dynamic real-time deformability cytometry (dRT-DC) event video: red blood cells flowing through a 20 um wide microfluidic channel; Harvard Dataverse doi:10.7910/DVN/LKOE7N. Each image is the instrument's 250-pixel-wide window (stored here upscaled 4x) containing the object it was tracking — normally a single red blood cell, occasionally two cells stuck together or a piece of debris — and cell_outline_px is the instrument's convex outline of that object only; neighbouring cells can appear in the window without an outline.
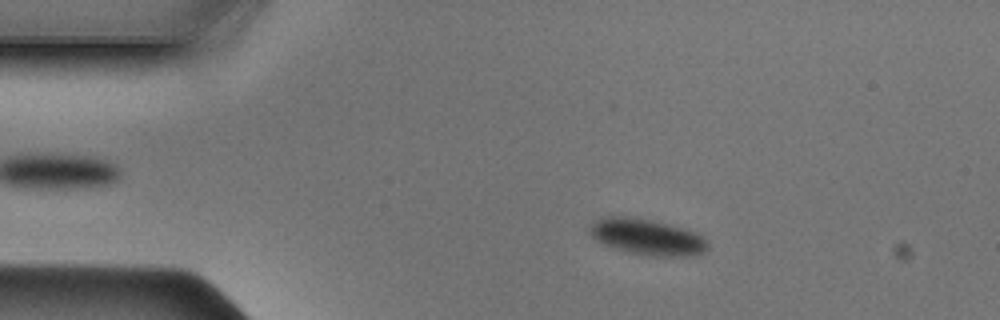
{"species": "Egyptian fruit bat (a non-hibernating species)", "species_latin": "Rousettus aegyptiacus", "temperature_condition": "cold", "stored_images_in_passage": 48, "camera_frame_rate_fps": 3000, "um_per_image_px": 0.085, "animal": {"sex": "male"}, "frame": {"image": 1, "passage_image": 8, "time_ms": 2.333, "image_size_px": [1000, 320], "cell_outline_px": [[708, 248], [704, 252], [692, 256], [652, 256], [628, 252], [604, 244], [596, 240], [588, 232], [592, 224], [596, 220], [604, 216], [624, 216], [652, 220], [668, 224], [696, 232], [704, 236], [708, 244]], "centroid_in_image_um": [55.02, 20.14], "position_along_channel_um": 30.0, "area_um2": 24.74}}
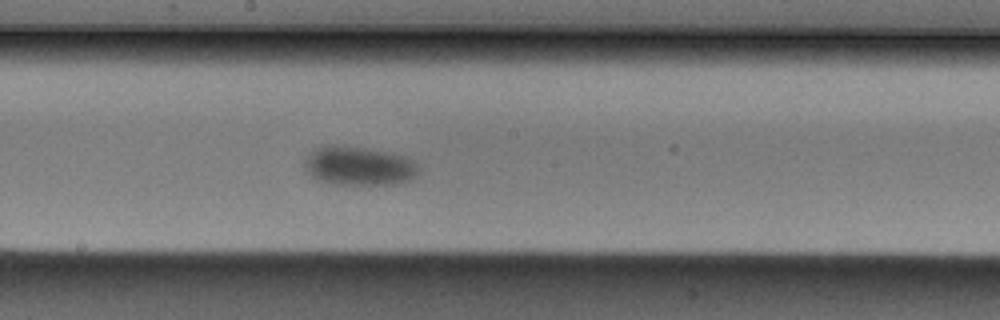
{"frame": {"image": 2, "passage_image": 25, "time_ms": 8.0, "image_size_px": [1000, 320], "cell_outline_px": [[420, 172], [416, 176], [408, 180], [396, 184], [332, 184], [316, 180], [308, 172], [304, 164], [304, 160], [316, 148], [364, 148], [388, 152], [404, 156], [420, 164]], "centroid_in_image_um": [30.58, 14.15], "position_along_channel_um": 217.6, "area_um2": 25.26}}
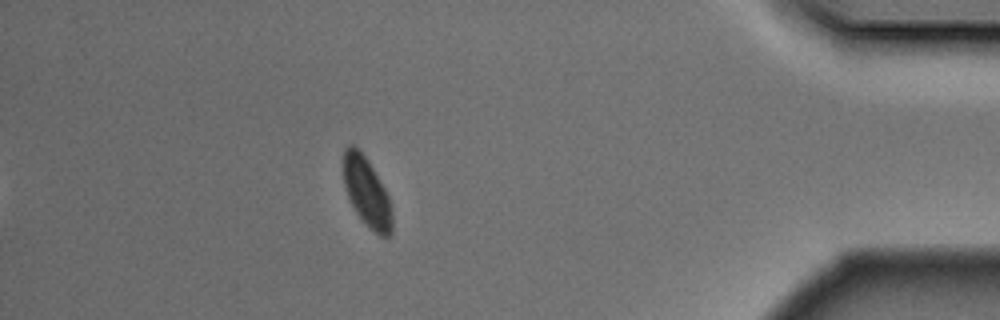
{"frame": {"image": 3, "passage_image": 42, "time_ms": 13.667, "image_size_px": [1000, 320], "cell_outline_px": [[392, 232], [388, 236], [380, 236], [356, 212], [348, 196], [344, 184], [344, 148], [348, 144], [356, 144], [368, 160], [384, 188], [388, 196], [392, 212]], "centroid_in_image_um": [31.17, 16.26], "position_along_channel_um": 404.0, "area_um2": 19.25}}